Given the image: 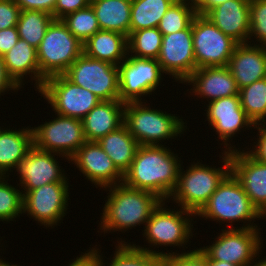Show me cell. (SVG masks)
Wrapping results in <instances>:
<instances>
[{"label": "cell", "mask_w": 266, "mask_h": 266, "mask_svg": "<svg viewBox=\"0 0 266 266\" xmlns=\"http://www.w3.org/2000/svg\"><path fill=\"white\" fill-rule=\"evenodd\" d=\"M163 146L140 145L123 183L129 187L150 191L167 201L177 184L181 157Z\"/></svg>", "instance_id": "1"}, {"label": "cell", "mask_w": 266, "mask_h": 266, "mask_svg": "<svg viewBox=\"0 0 266 266\" xmlns=\"http://www.w3.org/2000/svg\"><path fill=\"white\" fill-rule=\"evenodd\" d=\"M109 191L100 218V230L105 233H116L117 231L125 233L141 224L145 225L149 220L152 211L162 201L156 194L132 188L126 184L104 188Z\"/></svg>", "instance_id": "2"}, {"label": "cell", "mask_w": 266, "mask_h": 266, "mask_svg": "<svg viewBox=\"0 0 266 266\" xmlns=\"http://www.w3.org/2000/svg\"><path fill=\"white\" fill-rule=\"evenodd\" d=\"M201 219H211L227 225L226 229H252L259 228L255 220L265 217L251 203L243 186L230 171L218 185L207 203L195 215ZM258 218V219H257ZM253 220V221H252ZM243 222L241 227H234L233 222ZM248 221V222H247ZM252 222V223H251ZM233 223V224H232ZM247 223V224H246ZM246 224V225H245ZM232 225V226H231Z\"/></svg>", "instance_id": "3"}, {"label": "cell", "mask_w": 266, "mask_h": 266, "mask_svg": "<svg viewBox=\"0 0 266 266\" xmlns=\"http://www.w3.org/2000/svg\"><path fill=\"white\" fill-rule=\"evenodd\" d=\"M222 151L219 157L222 158L220 162L224 163L223 167H212L197 160V163L193 161L192 164L191 162V166L184 170L183 164H181L177 184L166 202L170 203L172 200L173 203H176L175 205L178 204V207L196 215L230 172L229 152Z\"/></svg>", "instance_id": "4"}, {"label": "cell", "mask_w": 266, "mask_h": 266, "mask_svg": "<svg viewBox=\"0 0 266 266\" xmlns=\"http://www.w3.org/2000/svg\"><path fill=\"white\" fill-rule=\"evenodd\" d=\"M149 105L145 101L127 102L124 107L123 124L139 145L163 146L166 139H176L186 133L187 122L183 117Z\"/></svg>", "instance_id": "5"}, {"label": "cell", "mask_w": 266, "mask_h": 266, "mask_svg": "<svg viewBox=\"0 0 266 266\" xmlns=\"http://www.w3.org/2000/svg\"><path fill=\"white\" fill-rule=\"evenodd\" d=\"M165 203V200H162L152 211L144 230H142V235L146 238L145 241L151 245V248L149 249L145 244L144 247L133 244L137 249L147 251L160 258L171 252L168 250L163 252L159 249L155 251L152 249L153 246L158 248L160 246H177L185 249L188 248L186 245L190 244L188 242L194 235L192 222H194L195 214L181 207L179 209L177 207L176 210L175 208H167Z\"/></svg>", "instance_id": "6"}, {"label": "cell", "mask_w": 266, "mask_h": 266, "mask_svg": "<svg viewBox=\"0 0 266 266\" xmlns=\"http://www.w3.org/2000/svg\"><path fill=\"white\" fill-rule=\"evenodd\" d=\"M83 53L80 42L62 22L53 20L37 48L40 88L46 78L63 74Z\"/></svg>", "instance_id": "7"}, {"label": "cell", "mask_w": 266, "mask_h": 266, "mask_svg": "<svg viewBox=\"0 0 266 266\" xmlns=\"http://www.w3.org/2000/svg\"><path fill=\"white\" fill-rule=\"evenodd\" d=\"M261 228L221 229L212 245L199 247L208 260L232 263L238 266H256L263 247ZM258 256V257H257ZM256 259V260H255ZM256 261V262H255Z\"/></svg>", "instance_id": "8"}, {"label": "cell", "mask_w": 266, "mask_h": 266, "mask_svg": "<svg viewBox=\"0 0 266 266\" xmlns=\"http://www.w3.org/2000/svg\"><path fill=\"white\" fill-rule=\"evenodd\" d=\"M38 93L48 101L55 114L80 120L101 102L94 93L75 85L63 74L46 78Z\"/></svg>", "instance_id": "9"}, {"label": "cell", "mask_w": 266, "mask_h": 266, "mask_svg": "<svg viewBox=\"0 0 266 266\" xmlns=\"http://www.w3.org/2000/svg\"><path fill=\"white\" fill-rule=\"evenodd\" d=\"M118 70L119 100L124 103L145 101L143 97H150L152 92L155 93L164 80V72L157 59L138 58L127 54L118 65Z\"/></svg>", "instance_id": "10"}, {"label": "cell", "mask_w": 266, "mask_h": 266, "mask_svg": "<svg viewBox=\"0 0 266 266\" xmlns=\"http://www.w3.org/2000/svg\"><path fill=\"white\" fill-rule=\"evenodd\" d=\"M63 75L75 85L94 93L101 101L119 100V70L116 65L82 53Z\"/></svg>", "instance_id": "11"}, {"label": "cell", "mask_w": 266, "mask_h": 266, "mask_svg": "<svg viewBox=\"0 0 266 266\" xmlns=\"http://www.w3.org/2000/svg\"><path fill=\"white\" fill-rule=\"evenodd\" d=\"M196 68L227 66L238 43L225 35L205 15L192 20Z\"/></svg>", "instance_id": "12"}, {"label": "cell", "mask_w": 266, "mask_h": 266, "mask_svg": "<svg viewBox=\"0 0 266 266\" xmlns=\"http://www.w3.org/2000/svg\"><path fill=\"white\" fill-rule=\"evenodd\" d=\"M55 115L53 120L32 127L34 146L70 160L86 142L82 120Z\"/></svg>", "instance_id": "13"}, {"label": "cell", "mask_w": 266, "mask_h": 266, "mask_svg": "<svg viewBox=\"0 0 266 266\" xmlns=\"http://www.w3.org/2000/svg\"><path fill=\"white\" fill-rule=\"evenodd\" d=\"M69 182H54L23 193V213L46 228L59 225L69 206Z\"/></svg>", "instance_id": "14"}, {"label": "cell", "mask_w": 266, "mask_h": 266, "mask_svg": "<svg viewBox=\"0 0 266 266\" xmlns=\"http://www.w3.org/2000/svg\"><path fill=\"white\" fill-rule=\"evenodd\" d=\"M206 107L204 111L207 120L205 121H208L209 126L216 132L219 141H222L220 145L225 146L224 151L231 152L240 149V147L236 148V145L234 147L231 145L233 144L230 143L233 140L232 137L236 136L237 133L239 134L244 127L245 131L246 128L255 127L241 107L240 96L219 98L207 104Z\"/></svg>", "instance_id": "15"}, {"label": "cell", "mask_w": 266, "mask_h": 266, "mask_svg": "<svg viewBox=\"0 0 266 266\" xmlns=\"http://www.w3.org/2000/svg\"><path fill=\"white\" fill-rule=\"evenodd\" d=\"M162 71L182 83L197 69L193 49L192 22L184 30L163 35L157 58Z\"/></svg>", "instance_id": "16"}, {"label": "cell", "mask_w": 266, "mask_h": 266, "mask_svg": "<svg viewBox=\"0 0 266 266\" xmlns=\"http://www.w3.org/2000/svg\"><path fill=\"white\" fill-rule=\"evenodd\" d=\"M55 156L57 157L55 158ZM58 156L70 161L63 155L43 151L35 146L29 150L15 171L16 174H19L18 181L20 183L17 185L21 186L22 193L37 189L45 184L69 182L68 175L66 176L67 173L59 165L60 161H57Z\"/></svg>", "instance_id": "17"}, {"label": "cell", "mask_w": 266, "mask_h": 266, "mask_svg": "<svg viewBox=\"0 0 266 266\" xmlns=\"http://www.w3.org/2000/svg\"><path fill=\"white\" fill-rule=\"evenodd\" d=\"M69 163L76 165L85 179L91 181L96 188L100 187V190L123 182V174L98 142L86 141Z\"/></svg>", "instance_id": "18"}, {"label": "cell", "mask_w": 266, "mask_h": 266, "mask_svg": "<svg viewBox=\"0 0 266 266\" xmlns=\"http://www.w3.org/2000/svg\"><path fill=\"white\" fill-rule=\"evenodd\" d=\"M229 157L230 171L251 203L266 217V163L255 160L244 148L229 152Z\"/></svg>", "instance_id": "19"}, {"label": "cell", "mask_w": 266, "mask_h": 266, "mask_svg": "<svg viewBox=\"0 0 266 266\" xmlns=\"http://www.w3.org/2000/svg\"><path fill=\"white\" fill-rule=\"evenodd\" d=\"M192 85L189 93L210 103L219 98L239 95V88L227 66L197 68L184 82Z\"/></svg>", "instance_id": "20"}, {"label": "cell", "mask_w": 266, "mask_h": 266, "mask_svg": "<svg viewBox=\"0 0 266 266\" xmlns=\"http://www.w3.org/2000/svg\"><path fill=\"white\" fill-rule=\"evenodd\" d=\"M211 22L238 44L248 43L250 33V0H229L207 15Z\"/></svg>", "instance_id": "21"}, {"label": "cell", "mask_w": 266, "mask_h": 266, "mask_svg": "<svg viewBox=\"0 0 266 266\" xmlns=\"http://www.w3.org/2000/svg\"><path fill=\"white\" fill-rule=\"evenodd\" d=\"M227 67L239 89L266 78V47L238 44Z\"/></svg>", "instance_id": "22"}, {"label": "cell", "mask_w": 266, "mask_h": 266, "mask_svg": "<svg viewBox=\"0 0 266 266\" xmlns=\"http://www.w3.org/2000/svg\"><path fill=\"white\" fill-rule=\"evenodd\" d=\"M124 102L120 100L101 101L83 119L84 136L88 142H98L109 132L124 123Z\"/></svg>", "instance_id": "23"}, {"label": "cell", "mask_w": 266, "mask_h": 266, "mask_svg": "<svg viewBox=\"0 0 266 266\" xmlns=\"http://www.w3.org/2000/svg\"><path fill=\"white\" fill-rule=\"evenodd\" d=\"M34 146L33 129L30 126L18 130L0 128V176L16 171L20 161ZM9 172V173H8Z\"/></svg>", "instance_id": "24"}, {"label": "cell", "mask_w": 266, "mask_h": 266, "mask_svg": "<svg viewBox=\"0 0 266 266\" xmlns=\"http://www.w3.org/2000/svg\"><path fill=\"white\" fill-rule=\"evenodd\" d=\"M3 60L8 74L21 88L24 85L26 76V78L30 77L32 82L34 80L35 91L40 89V69L36 48L32 47L27 41L19 39L3 55Z\"/></svg>", "instance_id": "25"}, {"label": "cell", "mask_w": 266, "mask_h": 266, "mask_svg": "<svg viewBox=\"0 0 266 266\" xmlns=\"http://www.w3.org/2000/svg\"><path fill=\"white\" fill-rule=\"evenodd\" d=\"M127 45L125 35L99 30L83 43V53L89 58L118 66L127 57Z\"/></svg>", "instance_id": "26"}, {"label": "cell", "mask_w": 266, "mask_h": 266, "mask_svg": "<svg viewBox=\"0 0 266 266\" xmlns=\"http://www.w3.org/2000/svg\"><path fill=\"white\" fill-rule=\"evenodd\" d=\"M98 144L123 175L129 169L140 146L124 124L103 136L98 140Z\"/></svg>", "instance_id": "27"}, {"label": "cell", "mask_w": 266, "mask_h": 266, "mask_svg": "<svg viewBox=\"0 0 266 266\" xmlns=\"http://www.w3.org/2000/svg\"><path fill=\"white\" fill-rule=\"evenodd\" d=\"M96 14L100 30L130 34L131 0H99L90 4Z\"/></svg>", "instance_id": "28"}, {"label": "cell", "mask_w": 266, "mask_h": 266, "mask_svg": "<svg viewBox=\"0 0 266 266\" xmlns=\"http://www.w3.org/2000/svg\"><path fill=\"white\" fill-rule=\"evenodd\" d=\"M176 0H131L130 33L155 28Z\"/></svg>", "instance_id": "29"}, {"label": "cell", "mask_w": 266, "mask_h": 266, "mask_svg": "<svg viewBox=\"0 0 266 266\" xmlns=\"http://www.w3.org/2000/svg\"><path fill=\"white\" fill-rule=\"evenodd\" d=\"M120 239L121 241L119 238L117 240L118 244L115 246L116 249L110 262H106L99 247L93 245L98 252L99 266H157L161 262V258L157 255L137 249L133 244L131 245V242Z\"/></svg>", "instance_id": "30"}, {"label": "cell", "mask_w": 266, "mask_h": 266, "mask_svg": "<svg viewBox=\"0 0 266 266\" xmlns=\"http://www.w3.org/2000/svg\"><path fill=\"white\" fill-rule=\"evenodd\" d=\"M53 20L54 17L51 14L43 11L22 10L16 26L19 39L27 41L37 49Z\"/></svg>", "instance_id": "31"}, {"label": "cell", "mask_w": 266, "mask_h": 266, "mask_svg": "<svg viewBox=\"0 0 266 266\" xmlns=\"http://www.w3.org/2000/svg\"><path fill=\"white\" fill-rule=\"evenodd\" d=\"M241 107L254 125L266 124V78L239 90Z\"/></svg>", "instance_id": "32"}, {"label": "cell", "mask_w": 266, "mask_h": 266, "mask_svg": "<svg viewBox=\"0 0 266 266\" xmlns=\"http://www.w3.org/2000/svg\"><path fill=\"white\" fill-rule=\"evenodd\" d=\"M162 37L157 27L131 32L127 38L129 56L157 59L161 51Z\"/></svg>", "instance_id": "33"}, {"label": "cell", "mask_w": 266, "mask_h": 266, "mask_svg": "<svg viewBox=\"0 0 266 266\" xmlns=\"http://www.w3.org/2000/svg\"><path fill=\"white\" fill-rule=\"evenodd\" d=\"M195 15L193 0H176L161 18L157 28L162 35L184 30Z\"/></svg>", "instance_id": "34"}, {"label": "cell", "mask_w": 266, "mask_h": 266, "mask_svg": "<svg viewBox=\"0 0 266 266\" xmlns=\"http://www.w3.org/2000/svg\"><path fill=\"white\" fill-rule=\"evenodd\" d=\"M61 20L68 30L82 43L100 30L96 14L91 5L70 13Z\"/></svg>", "instance_id": "35"}, {"label": "cell", "mask_w": 266, "mask_h": 266, "mask_svg": "<svg viewBox=\"0 0 266 266\" xmlns=\"http://www.w3.org/2000/svg\"><path fill=\"white\" fill-rule=\"evenodd\" d=\"M9 176H0V221L10 222L23 214V193L20 186L8 183ZM17 187V188H16Z\"/></svg>", "instance_id": "36"}, {"label": "cell", "mask_w": 266, "mask_h": 266, "mask_svg": "<svg viewBox=\"0 0 266 266\" xmlns=\"http://www.w3.org/2000/svg\"><path fill=\"white\" fill-rule=\"evenodd\" d=\"M251 42L254 45L266 47V0H250V33L248 43L251 44Z\"/></svg>", "instance_id": "37"}, {"label": "cell", "mask_w": 266, "mask_h": 266, "mask_svg": "<svg viewBox=\"0 0 266 266\" xmlns=\"http://www.w3.org/2000/svg\"><path fill=\"white\" fill-rule=\"evenodd\" d=\"M181 253H169L161 258L165 266H208V257L201 251L200 248H194L187 252L182 248ZM178 251V252H177Z\"/></svg>", "instance_id": "38"}, {"label": "cell", "mask_w": 266, "mask_h": 266, "mask_svg": "<svg viewBox=\"0 0 266 266\" xmlns=\"http://www.w3.org/2000/svg\"><path fill=\"white\" fill-rule=\"evenodd\" d=\"M20 12L14 0H0V30L16 27Z\"/></svg>", "instance_id": "39"}, {"label": "cell", "mask_w": 266, "mask_h": 266, "mask_svg": "<svg viewBox=\"0 0 266 266\" xmlns=\"http://www.w3.org/2000/svg\"><path fill=\"white\" fill-rule=\"evenodd\" d=\"M253 129L258 130L256 142H254L252 146L253 150L251 149V147L245 150L255 160H258L262 163H266V124H257Z\"/></svg>", "instance_id": "40"}, {"label": "cell", "mask_w": 266, "mask_h": 266, "mask_svg": "<svg viewBox=\"0 0 266 266\" xmlns=\"http://www.w3.org/2000/svg\"><path fill=\"white\" fill-rule=\"evenodd\" d=\"M90 5L88 0H57L54 8V19L61 20L66 15Z\"/></svg>", "instance_id": "41"}, {"label": "cell", "mask_w": 266, "mask_h": 266, "mask_svg": "<svg viewBox=\"0 0 266 266\" xmlns=\"http://www.w3.org/2000/svg\"><path fill=\"white\" fill-rule=\"evenodd\" d=\"M22 10H39L54 17V8L57 0H14Z\"/></svg>", "instance_id": "42"}, {"label": "cell", "mask_w": 266, "mask_h": 266, "mask_svg": "<svg viewBox=\"0 0 266 266\" xmlns=\"http://www.w3.org/2000/svg\"><path fill=\"white\" fill-rule=\"evenodd\" d=\"M19 40L17 27L0 30V56L6 54Z\"/></svg>", "instance_id": "43"}, {"label": "cell", "mask_w": 266, "mask_h": 266, "mask_svg": "<svg viewBox=\"0 0 266 266\" xmlns=\"http://www.w3.org/2000/svg\"><path fill=\"white\" fill-rule=\"evenodd\" d=\"M20 89L21 87L8 74L3 56H0V96H4L10 90L16 92Z\"/></svg>", "instance_id": "44"}, {"label": "cell", "mask_w": 266, "mask_h": 266, "mask_svg": "<svg viewBox=\"0 0 266 266\" xmlns=\"http://www.w3.org/2000/svg\"><path fill=\"white\" fill-rule=\"evenodd\" d=\"M67 266H99L98 252L92 247L85 251V253L81 252L79 257L77 256L76 259H72Z\"/></svg>", "instance_id": "45"}, {"label": "cell", "mask_w": 266, "mask_h": 266, "mask_svg": "<svg viewBox=\"0 0 266 266\" xmlns=\"http://www.w3.org/2000/svg\"><path fill=\"white\" fill-rule=\"evenodd\" d=\"M229 0H193L195 12L198 15H207L215 7Z\"/></svg>", "instance_id": "46"}, {"label": "cell", "mask_w": 266, "mask_h": 266, "mask_svg": "<svg viewBox=\"0 0 266 266\" xmlns=\"http://www.w3.org/2000/svg\"><path fill=\"white\" fill-rule=\"evenodd\" d=\"M208 266H238L228 262L208 260Z\"/></svg>", "instance_id": "47"}, {"label": "cell", "mask_w": 266, "mask_h": 266, "mask_svg": "<svg viewBox=\"0 0 266 266\" xmlns=\"http://www.w3.org/2000/svg\"><path fill=\"white\" fill-rule=\"evenodd\" d=\"M257 261H258V263L256 266H266V258L265 259L262 258V259H259Z\"/></svg>", "instance_id": "48"}, {"label": "cell", "mask_w": 266, "mask_h": 266, "mask_svg": "<svg viewBox=\"0 0 266 266\" xmlns=\"http://www.w3.org/2000/svg\"><path fill=\"white\" fill-rule=\"evenodd\" d=\"M2 266H20V265H16V264H11V263H9V262H4V264L2 265Z\"/></svg>", "instance_id": "49"}, {"label": "cell", "mask_w": 266, "mask_h": 266, "mask_svg": "<svg viewBox=\"0 0 266 266\" xmlns=\"http://www.w3.org/2000/svg\"><path fill=\"white\" fill-rule=\"evenodd\" d=\"M88 1H89V3L91 4V3L97 2V1H99V0H88Z\"/></svg>", "instance_id": "50"}, {"label": "cell", "mask_w": 266, "mask_h": 266, "mask_svg": "<svg viewBox=\"0 0 266 266\" xmlns=\"http://www.w3.org/2000/svg\"><path fill=\"white\" fill-rule=\"evenodd\" d=\"M4 260H2V258L0 259V266H2L4 264Z\"/></svg>", "instance_id": "51"}, {"label": "cell", "mask_w": 266, "mask_h": 266, "mask_svg": "<svg viewBox=\"0 0 266 266\" xmlns=\"http://www.w3.org/2000/svg\"><path fill=\"white\" fill-rule=\"evenodd\" d=\"M157 266H165L163 262L161 261Z\"/></svg>", "instance_id": "52"}]
</instances>
